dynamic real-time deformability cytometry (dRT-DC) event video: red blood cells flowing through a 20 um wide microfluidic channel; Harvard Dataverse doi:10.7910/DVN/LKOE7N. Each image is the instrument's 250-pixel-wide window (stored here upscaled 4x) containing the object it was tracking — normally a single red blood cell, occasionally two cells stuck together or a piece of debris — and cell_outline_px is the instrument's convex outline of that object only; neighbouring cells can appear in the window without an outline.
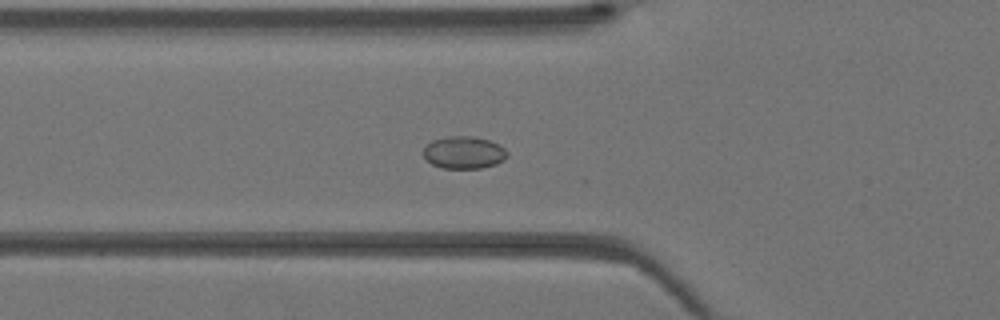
{"species": "Egyptian fruit bat (a non-hibernating species)", "species_latin": "Rousettus aegyptiacus", "temperature_condition": "warm", "stored_images_in_passage": 43, "camera_frame_rate_fps": 3000, "um_per_image_px": 0.085, "animal": {"sex": "female"}, "frame": {"image": 1, "passage_image": 15, "time_ms": 4.667, "image_size_px": [1000, 320], "cell_outline_px": [[508, 156], [504, 160], [496, 164], [480, 168], [444, 168], [432, 164], [424, 156], [424, 148], [432, 140], [448, 136], [472, 136], [488, 140], [504, 148], [508, 152]], "centroid_in_image_um": [39.44, 12.96], "position_along_channel_um": 86.4, "area_um2": 15.66}}
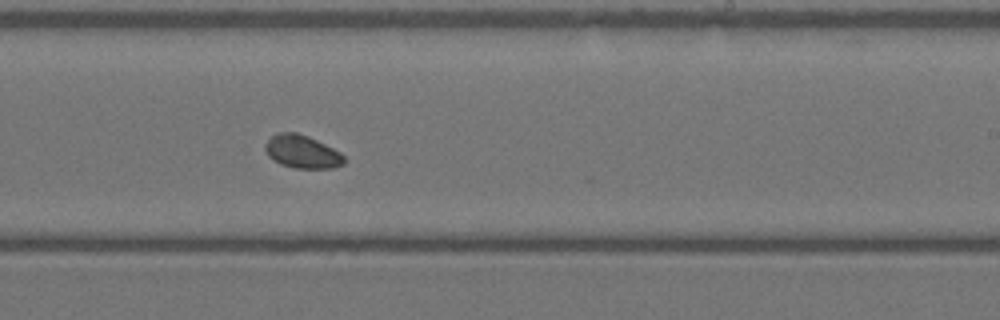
{"frame": {"image": 2, "passage_image": 26, "time_ms": 8.333, "image_size_px": [1000, 320], "cell_outline_px": [[344, 164], [332, 168], [296, 168], [280, 164], [272, 160], [268, 156], [264, 148], [264, 144], [276, 132], [296, 132], [308, 136], [340, 152], [344, 156]], "centroid_in_image_um": [25.64, 12.89], "position_along_channel_um": 263.4, "area_um2": 15.2}}
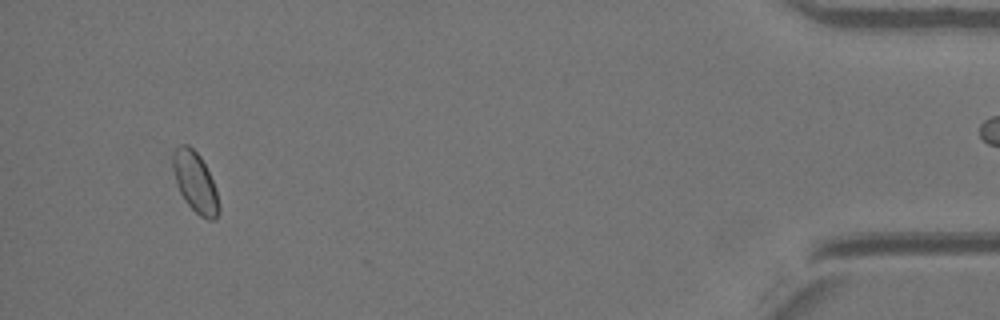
{"frame": {"image": 3, "passage_image": 40, "time_ms": 13.0, "image_size_px": [1000, 320], "cell_outline_px": [[220, 212], [216, 220], [208, 220], [200, 216], [184, 200], [176, 184], [172, 168], [172, 152], [180, 144], [188, 144], [200, 156], [216, 188], [220, 208]], "centroid_in_image_um": [16.59, 15.5], "position_along_channel_um": 418.6, "area_um2": 16.3}}